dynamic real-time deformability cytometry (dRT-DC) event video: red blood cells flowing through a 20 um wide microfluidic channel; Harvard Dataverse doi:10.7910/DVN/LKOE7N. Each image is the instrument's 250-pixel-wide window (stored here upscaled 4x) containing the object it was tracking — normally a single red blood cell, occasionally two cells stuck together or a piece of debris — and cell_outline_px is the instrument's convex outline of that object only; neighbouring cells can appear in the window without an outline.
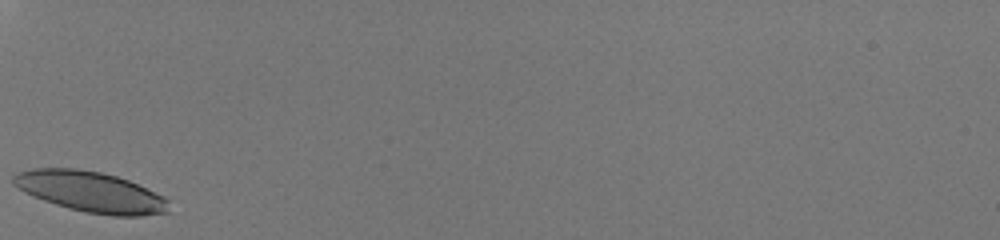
{"species": "human", "species_latin": "Homo sapiens", "temperature_condition": "room temperature", "stored_images_in_passage": 23, "camera_frame_rate_fps": 3000, "um_per_image_px": 0.085, "donor": {"sex": "male"}, "frame": {"image": 1, "passage_image": 1, "time_ms": 0.0, "image_size_px": [1000, 240], "cell_outline_px": [[168, 212], [140, 216], [112, 216], [84, 212], [68, 208], [44, 200], [24, 192], [12, 184], [12, 176], [16, 172], [32, 168], [76, 168], [100, 172], [116, 176], [128, 180], [164, 196], [168, 200]], "centroid_in_image_um": [7.68, 16.3], "position_along_channel_um": 77.3, "area_um2": 36.82}}
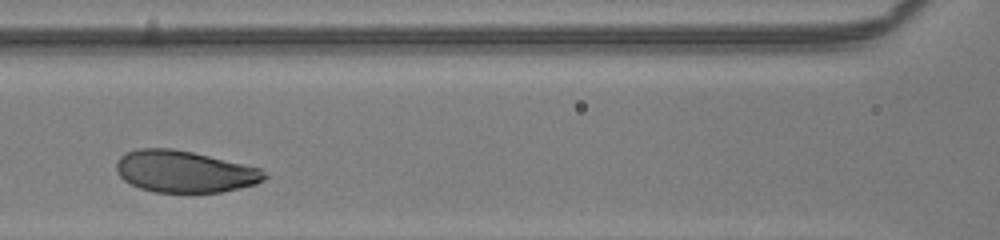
{"frame": {"image": 2, "passage_image": 7, "time_ms": 2.0, "image_size_px": [1000, 240], "cell_outline_px": [[268, 176], [264, 180], [256, 184], [240, 188], [220, 192], [192, 196], [156, 192], [140, 188], [124, 180], [116, 172], [116, 164], [120, 156], [136, 148], [172, 148], [192, 152], [260, 168]], "centroid_in_image_um": [15.68, 14.63], "position_along_channel_um": 150.9, "area_um2": 36.82}}